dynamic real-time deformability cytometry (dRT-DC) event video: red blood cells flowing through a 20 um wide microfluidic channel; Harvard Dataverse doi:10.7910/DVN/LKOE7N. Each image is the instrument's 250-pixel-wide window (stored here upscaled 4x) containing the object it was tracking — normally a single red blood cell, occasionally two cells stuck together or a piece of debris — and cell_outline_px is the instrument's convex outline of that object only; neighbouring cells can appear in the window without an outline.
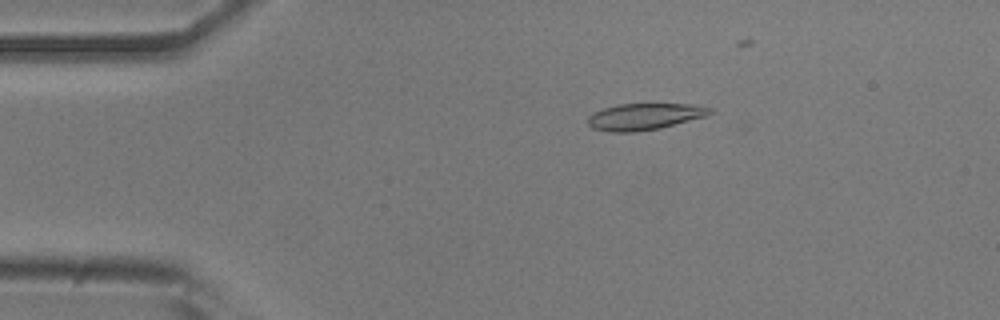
{"species": "common noctule bat (a hibernating species)", "species_latin": "Nyctalus noctula", "temperature_condition": "room temperature", "stored_images_in_passage": 23, "camera_frame_rate_fps": 3000, "um_per_image_px": 0.085, "animal": {"sex": "male", "body_mass_g": 20.5, "forearm_length_mm": 52.5}, "frame": {"image": 1, "passage_image": 10, "time_ms": 3.0, "image_size_px": [1000, 320], "cell_outline_px": [[712, 112], [704, 116], [660, 128], [636, 132], [612, 132], [592, 128], [588, 124], [588, 116], [592, 112], [604, 108], [620, 104], [688, 104], [712, 108]], "centroid_in_image_um": [54.72, 9.91], "position_along_channel_um": 30.3, "area_um2": 18.67}}
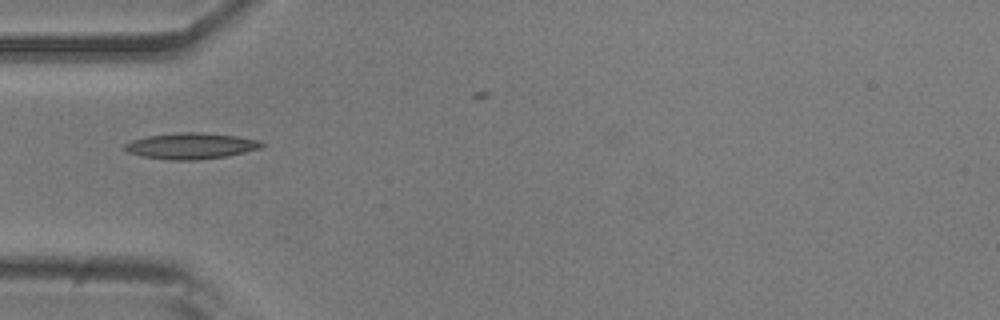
{"frame": {"image": 2, "passage_image": 17, "time_ms": 5.333, "image_size_px": [1000, 320], "cell_outline_px": [[264, 144], [260, 148], [244, 152], [224, 156], [196, 160], [168, 160], [140, 156], [128, 152], [124, 148], [124, 144], [132, 140], [148, 136], [180, 132], [204, 132], [236, 136], [260, 140]], "centroid_in_image_um": [16.21, 12.4], "position_along_channel_um": 68.8, "area_um2": 20.75}}
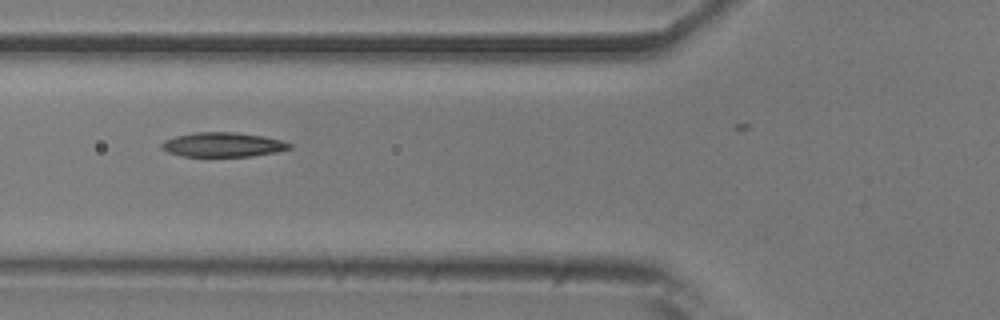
{"frame": {"image": 3, "passage_image": 20, "time_ms": 6.333, "image_size_px": [1000, 320], "cell_outline_px": [[292, 148], [276, 152], [252, 156], [180, 156], [168, 152], [160, 148], [160, 144], [164, 140], [176, 136], [196, 132], [236, 132], [264, 136], [280, 140], [292, 144]], "centroid_in_image_um": [18.93, 12.29], "position_along_channel_um": 106.9, "area_um2": 18.26}}